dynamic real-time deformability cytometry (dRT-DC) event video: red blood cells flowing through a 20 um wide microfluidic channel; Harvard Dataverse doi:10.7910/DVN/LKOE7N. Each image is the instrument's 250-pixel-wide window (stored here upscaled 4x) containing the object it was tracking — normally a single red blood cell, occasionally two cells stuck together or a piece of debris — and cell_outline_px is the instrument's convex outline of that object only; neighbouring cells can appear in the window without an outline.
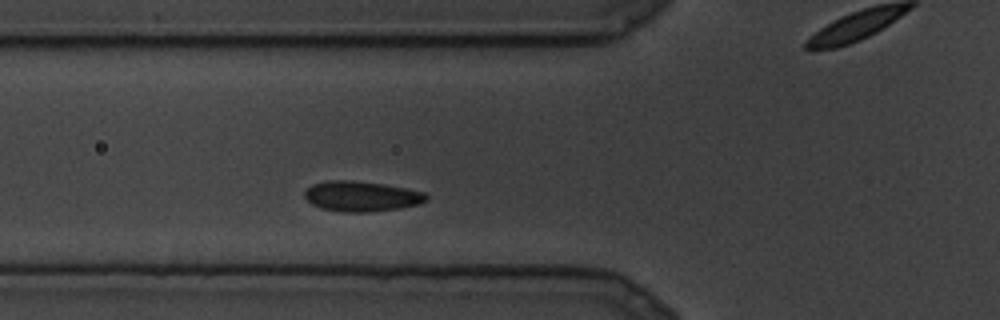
{"species": "common noctule bat (a hibernating species)", "species_latin": "Nyctalus noctula", "temperature_condition": "cold", "stored_images_in_passage": 20, "camera_frame_rate_fps": 3000, "um_per_image_px": 0.085, "animal": {"sex": "male", "body_mass_g": 19.5, "forearm_length_mm": 54.6}, "frame": {"image": 1, "passage_image": 2, "time_ms": 0.333, "image_size_px": [1000, 320], "cell_outline_px": [[428, 200], [416, 204], [400, 208], [372, 212], [340, 212], [320, 208], [312, 204], [304, 196], [304, 192], [312, 184], [324, 180], [352, 180], [384, 184], [424, 192], [428, 196]], "centroid_in_image_um": [30.69, 16.68], "position_along_channel_um": 95.1, "area_um2": 21.56}}
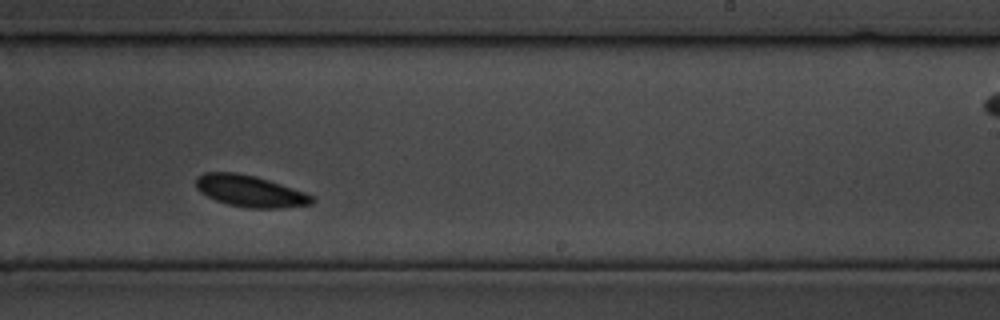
{"frame": {"image": 2, "passage_image": 9, "time_ms": 2.667, "image_size_px": [1000, 320], "cell_outline_px": [[316, 200], [312, 204], [280, 208], [248, 208], [228, 204], [216, 200], [200, 192], [196, 188], [196, 176], [204, 172], [236, 172], [256, 176], [304, 192], [312, 196]], "centroid_in_image_um": [21.23, 16.24], "position_along_channel_um": 267.8, "area_um2": 21.27}}
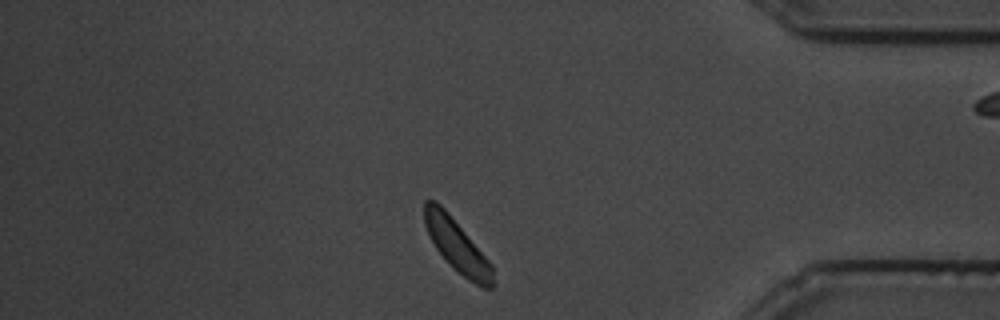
{"frame": {"image": 3, "passage_image": 16, "time_ms": 5.0, "image_size_px": [1000, 320], "cell_outline_px": [[492, 288], [484, 288], [468, 280], [436, 248], [424, 224], [424, 200], [436, 200], [448, 212], [492, 264]], "centroid_in_image_um": [38.83, 20.83], "position_along_channel_um": 396.4, "area_um2": 20.11}}